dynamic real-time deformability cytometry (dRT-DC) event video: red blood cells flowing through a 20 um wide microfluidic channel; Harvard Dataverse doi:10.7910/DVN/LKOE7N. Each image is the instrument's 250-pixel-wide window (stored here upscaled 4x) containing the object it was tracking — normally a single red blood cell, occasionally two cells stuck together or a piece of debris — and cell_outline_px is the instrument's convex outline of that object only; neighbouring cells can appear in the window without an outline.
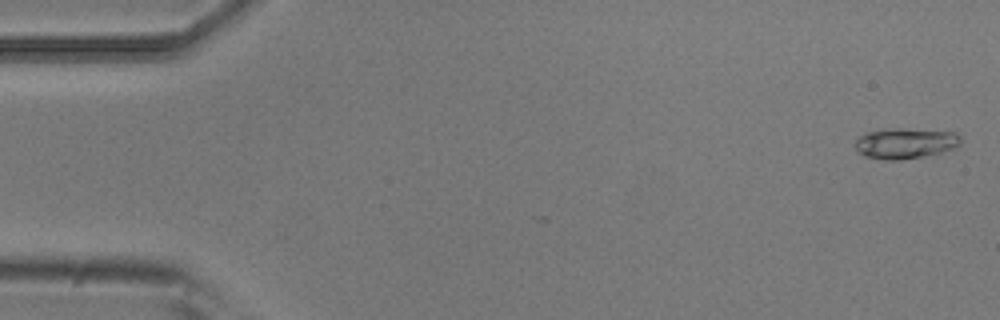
{"species": "common noctule bat (a hibernating species)", "species_latin": "Nyctalus noctula", "temperature_condition": "room temperature", "stored_images_in_passage": 4, "camera_frame_rate_fps": 3000, "um_per_image_px": 0.085, "animal": {"sex": "male", "body_mass_g": 20.5, "forearm_length_mm": 52.5}, "frame": {"image": 1, "passage_image": 1, "time_ms": 0.0, "image_size_px": [1000, 320], "cell_outline_px": [[960, 144], [956, 148], [940, 152], [900, 160], [884, 160], [864, 156], [856, 152], [856, 140], [860, 136], [868, 132], [888, 128], [900, 128], [956, 132], [960, 136]], "centroid_in_image_um": [76.94, 12.17], "position_along_channel_um": 8.1, "area_um2": 18.79}}